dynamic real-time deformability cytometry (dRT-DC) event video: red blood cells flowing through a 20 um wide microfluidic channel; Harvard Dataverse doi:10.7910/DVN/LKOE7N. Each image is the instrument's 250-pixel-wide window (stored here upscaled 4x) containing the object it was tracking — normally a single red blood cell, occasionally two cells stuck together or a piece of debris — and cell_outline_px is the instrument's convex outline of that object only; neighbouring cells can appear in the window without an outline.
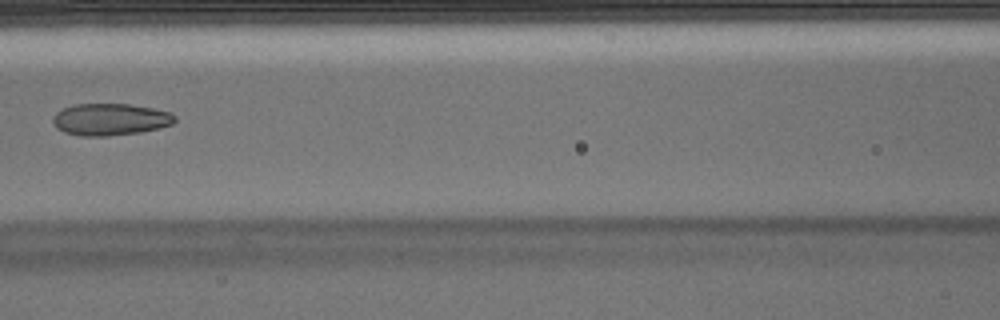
{"species": "Egyptian fruit bat (a non-hibernating species)", "species_latin": "Rousettus aegyptiacus", "temperature_condition": "warm", "stored_images_in_passage": 5, "camera_frame_rate_fps": 3000, "um_per_image_px": 0.085, "animal": {"sex": "male"}, "frame": {"image": 1, "passage_image": 4, "time_ms": 1.0, "image_size_px": [1000, 320], "cell_outline_px": [[176, 120], [172, 124], [160, 128], [140, 132], [108, 136], [80, 136], [64, 132], [56, 128], [52, 120], [52, 116], [56, 112], [64, 108], [76, 104], [128, 104], [152, 108], [168, 112], [176, 116]], "centroid_in_image_um": [9.35, 10.16], "position_along_channel_um": 157.3, "area_um2": 22.72}}